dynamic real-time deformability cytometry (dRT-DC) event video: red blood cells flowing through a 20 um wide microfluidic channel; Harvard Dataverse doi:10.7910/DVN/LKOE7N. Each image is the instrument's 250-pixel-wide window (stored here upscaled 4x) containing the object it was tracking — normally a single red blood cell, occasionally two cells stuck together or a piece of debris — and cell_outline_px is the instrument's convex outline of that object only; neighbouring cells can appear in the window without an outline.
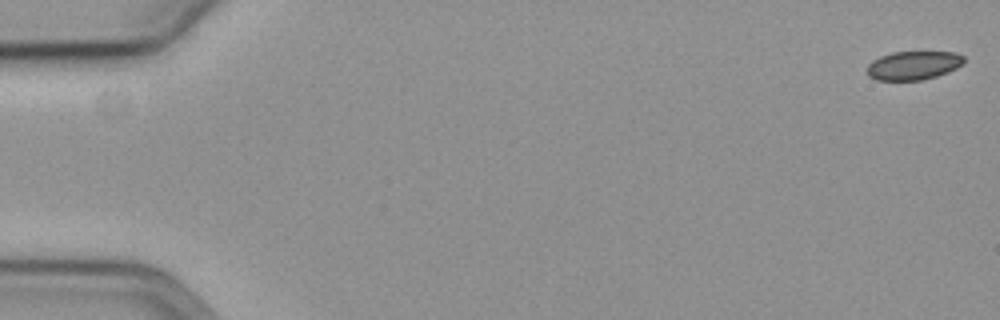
{"species": "common noctule bat (a hibernating species)", "species_latin": "Nyctalus noctula", "temperature_condition": "cold", "stored_images_in_passage": 54, "camera_frame_rate_fps": 3000, "um_per_image_px": 0.085, "animal": {"sex": "female", "body_mass_g": 19.3, "forearm_length_mm": 54.1}, "frame": {"image": 1, "passage_image": 1, "time_ms": 0.0, "image_size_px": [1000, 320], "cell_outline_px": [[964, 64], [948, 72], [936, 76], [920, 80], [876, 80], [868, 76], [868, 64], [872, 60], [880, 56], [892, 52], [956, 52], [964, 56]], "centroid_in_image_um": [77.65, 5.55], "position_along_channel_um": 7.4, "area_um2": 16.24}}
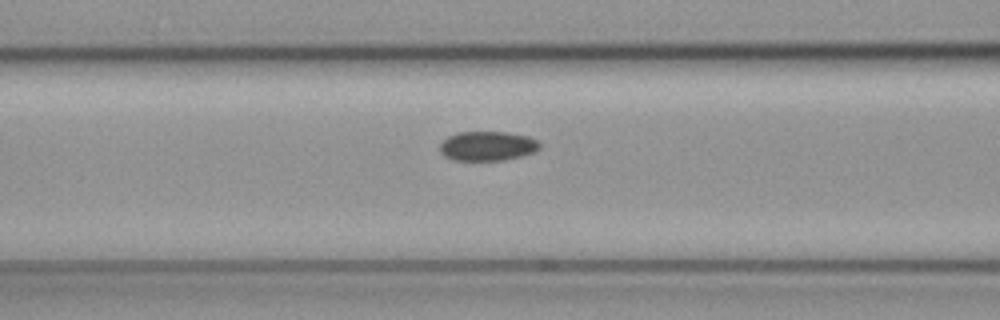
{"frame": {"image": 2, "passage_image": 24, "time_ms": 7.667, "image_size_px": [1000, 320], "cell_outline_px": [[540, 148], [536, 152], [504, 160], [452, 160], [444, 156], [440, 152], [440, 144], [448, 136], [456, 132], [508, 132], [528, 136], [540, 140]], "centroid_in_image_um": [41.46, 12.4], "position_along_channel_um": 125.1, "area_um2": 17.34}}
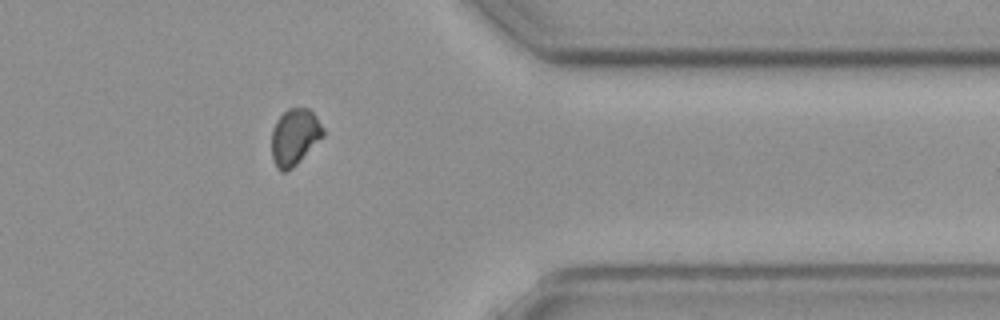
{"frame": {"image": 3, "passage_image": 47, "time_ms": 15.333, "image_size_px": [1000, 320], "cell_outline_px": [[324, 136], [288, 172], [280, 172], [276, 168], [272, 160], [272, 128], [276, 120], [288, 108], [308, 108], [316, 116], [324, 128]], "centroid_in_image_um": [25.03, 11.65], "position_along_channel_um": 386.4, "area_um2": 17.05}}